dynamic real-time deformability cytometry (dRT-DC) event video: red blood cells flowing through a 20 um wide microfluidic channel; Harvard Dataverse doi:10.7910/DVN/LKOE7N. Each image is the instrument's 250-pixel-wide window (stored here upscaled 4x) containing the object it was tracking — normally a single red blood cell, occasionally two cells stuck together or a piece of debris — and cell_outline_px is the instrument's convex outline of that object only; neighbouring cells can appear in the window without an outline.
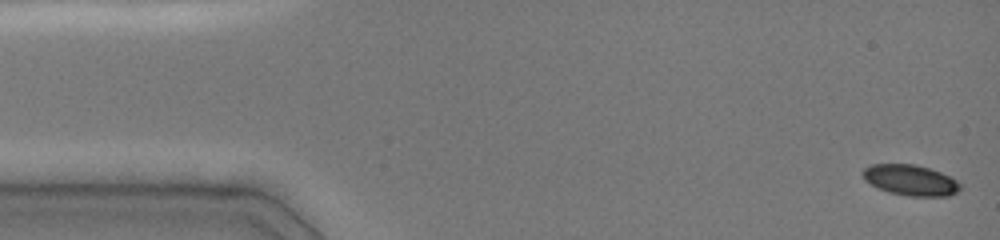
{"species": "common noctule bat (a hibernating species)", "species_latin": "Nyctalus noctula", "temperature_condition": "cold", "stored_images_in_passage": 47, "camera_frame_rate_fps": 3000, "um_per_image_px": 0.085, "animal": {"sex": "female", "body_mass_g": 19.0, "forearm_length_mm": 51.5}, "frame": {"image": 1, "passage_image": 1, "time_ms": 0.0, "image_size_px": [1000, 240], "cell_outline_px": [[960, 188], [956, 192], [948, 196], [908, 196], [888, 192], [864, 180], [860, 172], [864, 168], [872, 164], [916, 164], [940, 172], [956, 180], [960, 184]], "centroid_in_image_um": [77.36, 15.3], "position_along_channel_um": 7.6, "area_um2": 17.34}}
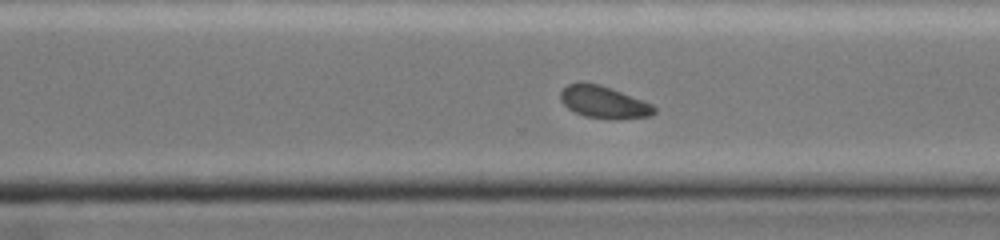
{"frame": {"image": 2, "passage_image": 33, "time_ms": 10.667, "image_size_px": [1000, 240], "cell_outline_px": [[656, 112], [652, 116], [620, 120], [612, 120], [584, 116], [568, 108], [560, 100], [560, 92], [568, 84], [580, 80], [600, 84], [612, 88], [652, 104], [656, 108]], "centroid_in_image_um": [51.33, 8.68], "position_along_channel_um": 319.3, "area_um2": 18.03}}
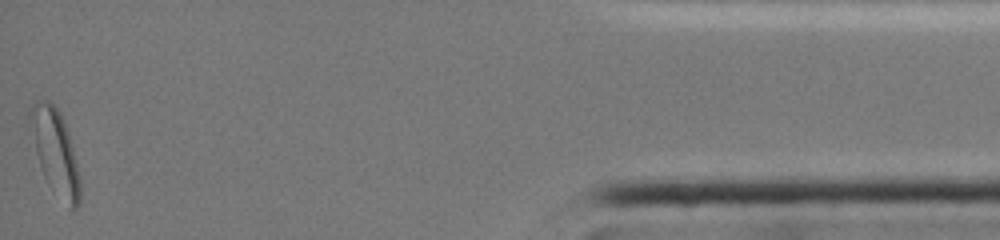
{"frame": {"image": 3, "passage_image": 47, "time_ms": 15.333, "image_size_px": [1000, 240], "cell_outline_px": [[80, 200], [76, 208], [72, 208], [48, 184], [44, 176], [36, 152], [28, 124], [28, 112], [32, 104], [36, 100], [48, 100], [60, 112], [68, 132], [80, 180]], "centroid_in_image_um": [4.65, 12.82], "position_along_channel_um": 430.5, "area_um2": 24.04}}